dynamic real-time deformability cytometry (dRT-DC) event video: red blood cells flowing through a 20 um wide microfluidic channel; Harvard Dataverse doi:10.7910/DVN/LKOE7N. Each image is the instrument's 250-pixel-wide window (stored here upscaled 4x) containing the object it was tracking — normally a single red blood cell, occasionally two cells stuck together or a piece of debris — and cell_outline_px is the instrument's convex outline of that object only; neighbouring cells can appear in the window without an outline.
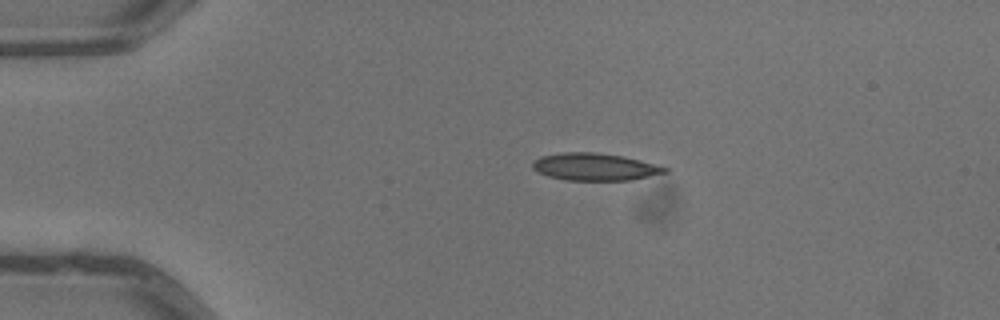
{"species": "common noctule bat (a hibernating species)", "species_latin": "Nyctalus noctula", "temperature_condition": "warm", "stored_images_in_passage": 2, "camera_frame_rate_fps": 3000, "um_per_image_px": 0.085, "animal": {"sex": "male", "body_mass_g": 13.3}, "frame": {"image": 1, "passage_image": 1, "time_ms": 0.0, "image_size_px": [1000, 320], "cell_outline_px": [[668, 172], [632, 180], [564, 180], [548, 176], [532, 168], [532, 164], [540, 156], [560, 152], [596, 152], [620, 156], [640, 160], [656, 164], [668, 168]], "centroid_in_image_um": [50.56, 14.18], "position_along_channel_um": 34.4, "area_um2": 20.98}}